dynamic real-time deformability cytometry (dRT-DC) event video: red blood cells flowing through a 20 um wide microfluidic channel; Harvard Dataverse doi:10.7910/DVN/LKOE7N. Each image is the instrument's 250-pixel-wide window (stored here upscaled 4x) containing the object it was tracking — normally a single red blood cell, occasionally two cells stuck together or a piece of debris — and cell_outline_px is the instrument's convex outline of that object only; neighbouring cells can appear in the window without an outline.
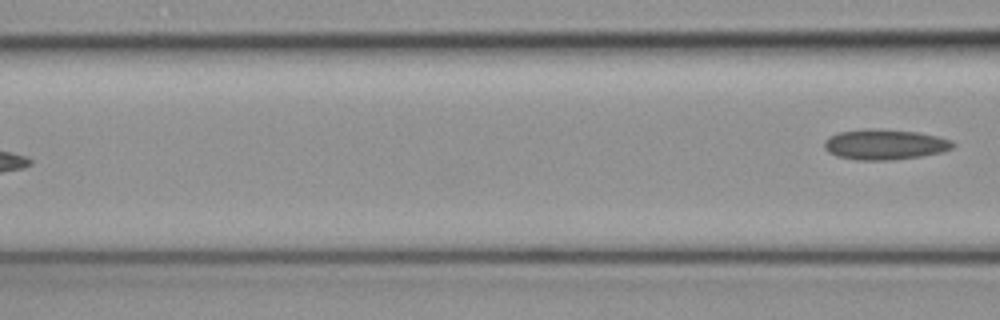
{"species": "common noctule bat (a hibernating species)", "species_latin": "Nyctalus noctula", "temperature_condition": "cold", "stored_images_in_passage": 3, "camera_frame_rate_fps": 3000, "um_per_image_px": 0.085, "animal": {"sex": "female", "body_mass_g": 19.3, "forearm_length_mm": 54.1}, "frame": {"image": 1, "passage_image": 3, "time_ms": 0.667, "image_size_px": [1000, 320], "cell_outline_px": [[956, 144], [952, 148], [940, 152], [920, 156], [888, 160], [856, 160], [836, 156], [828, 152], [824, 148], [824, 140], [828, 136], [840, 132], [864, 128], [880, 128], [916, 132], [936, 136], [952, 140]], "centroid_in_image_um": [75.16, 12.27], "position_along_channel_um": 91.4, "area_um2": 22.89}}